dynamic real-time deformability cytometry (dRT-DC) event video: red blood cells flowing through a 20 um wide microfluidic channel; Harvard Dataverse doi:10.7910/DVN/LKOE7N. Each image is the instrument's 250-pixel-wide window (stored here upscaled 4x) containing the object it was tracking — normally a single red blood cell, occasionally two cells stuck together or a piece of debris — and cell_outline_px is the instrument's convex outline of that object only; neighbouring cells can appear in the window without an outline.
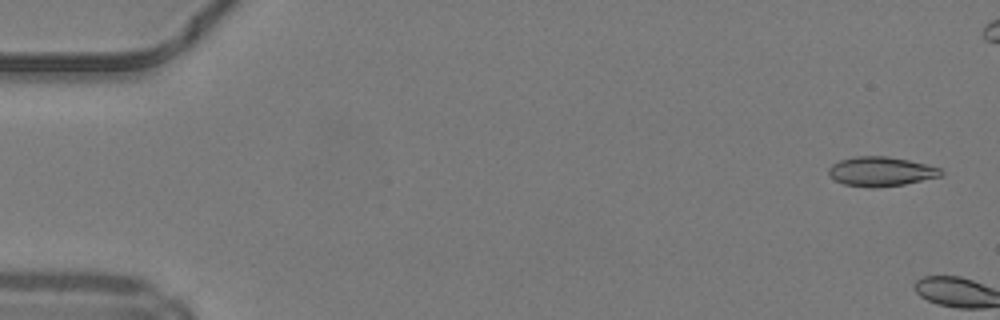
{"species": "common noctule bat (a hibernating species)", "species_latin": "Nyctalus noctula", "temperature_condition": "warm", "stored_images_in_passage": 11, "camera_frame_rate_fps": 3000, "um_per_image_px": 0.085, "animal": {"sex": "male", "body_mass_g": 19.2, "forearm_length_mm": 51.8}, "frame": {"image": 1, "passage_image": 2, "time_ms": 0.333, "image_size_px": [1000, 320], "cell_outline_px": [[944, 172], [940, 176], [904, 184], [876, 188], [872, 188], [844, 184], [836, 180], [828, 172], [828, 168], [832, 164], [840, 160], [852, 156], [888, 156], [908, 160], [940, 168]], "centroid_in_image_um": [74.86, 14.57], "position_along_channel_um": 10.1, "area_um2": 19.13}}